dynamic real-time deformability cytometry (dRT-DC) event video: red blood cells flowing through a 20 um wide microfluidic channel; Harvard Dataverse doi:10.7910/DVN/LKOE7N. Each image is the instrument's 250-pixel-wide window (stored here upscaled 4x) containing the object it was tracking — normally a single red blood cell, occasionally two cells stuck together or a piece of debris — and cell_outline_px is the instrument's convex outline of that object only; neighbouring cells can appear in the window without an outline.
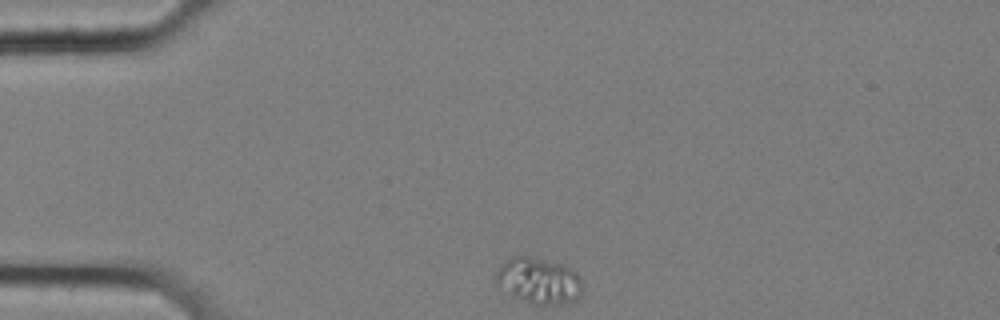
{"species": "common noctule bat (a hibernating species)", "species_latin": "Nyctalus noctula", "temperature_condition": "cold", "stored_images_in_passage": 47, "camera_frame_rate_fps": 3000, "um_per_image_px": 0.085, "animal": {"sex": "female", "body_mass_g": 25.1}, "frame": {"image": 1, "passage_image": 1, "time_ms": 0.0, "image_size_px": [1000, 320], "cell_outline_px": [[580, 296], [572, 304], [536, 304], [524, 300], [496, 284], [496, 272], [512, 256], [528, 256], [564, 264], [572, 268], [580, 276]], "centroid_in_image_um": [45.86, 23.85], "position_along_channel_um": 39.1, "area_um2": 22.83}}
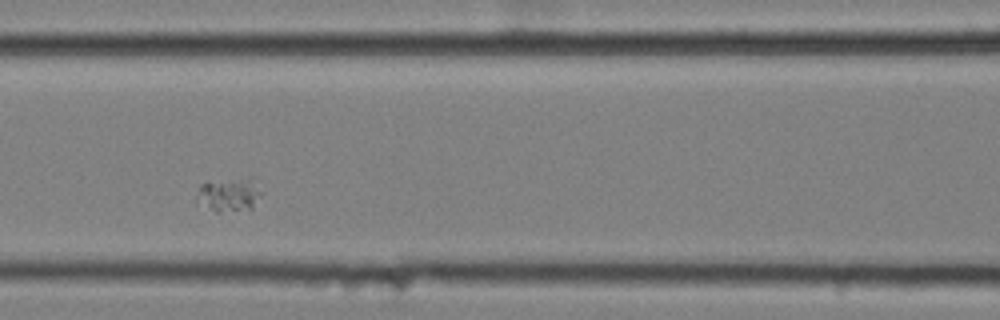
{"frame": {"image": 2, "passage_image": 14, "time_ms": 4.333, "image_size_px": [1000, 320], "cell_outline_px": [[264, 192], [252, 208], [220, 212], [216, 212], [196, 204], [196, 196], [200, 184], [248, 176], [252, 176]], "centroid_in_image_um": [19.5, 16.53], "position_along_channel_um": 147.1, "area_um2": 13.12}}
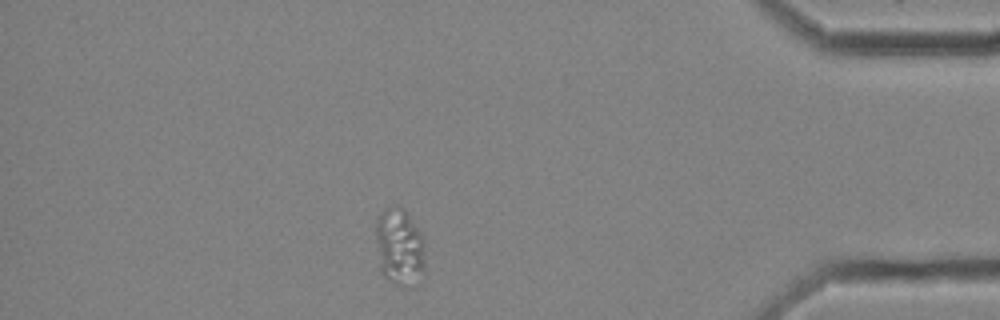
{"frame": {"image": 3, "passage_image": 40, "time_ms": 13.0, "image_size_px": [1000, 320], "cell_outline_px": [[424, 280], [416, 288], [404, 288], [396, 284], [384, 276], [380, 272], [376, 240], [376, 216], [384, 208], [396, 204], [404, 208], [408, 212], [420, 232], [424, 240]], "centroid_in_image_um": [33.99, 21.03], "position_along_channel_um": 401.2, "area_um2": 23.35}}